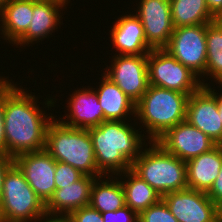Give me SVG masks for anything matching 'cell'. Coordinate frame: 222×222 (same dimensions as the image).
I'll return each instance as SVG.
<instances>
[{"label": "cell", "instance_id": "cell-6", "mask_svg": "<svg viewBox=\"0 0 222 222\" xmlns=\"http://www.w3.org/2000/svg\"><path fill=\"white\" fill-rule=\"evenodd\" d=\"M45 212L46 204L14 164L4 178L0 199V222H36Z\"/></svg>", "mask_w": 222, "mask_h": 222}, {"label": "cell", "instance_id": "cell-10", "mask_svg": "<svg viewBox=\"0 0 222 222\" xmlns=\"http://www.w3.org/2000/svg\"><path fill=\"white\" fill-rule=\"evenodd\" d=\"M178 222H220V208L206 192L183 189L162 196Z\"/></svg>", "mask_w": 222, "mask_h": 222}, {"label": "cell", "instance_id": "cell-5", "mask_svg": "<svg viewBox=\"0 0 222 222\" xmlns=\"http://www.w3.org/2000/svg\"><path fill=\"white\" fill-rule=\"evenodd\" d=\"M131 170L145 180L161 197L187 189L186 162L167 152L156 141H149Z\"/></svg>", "mask_w": 222, "mask_h": 222}, {"label": "cell", "instance_id": "cell-14", "mask_svg": "<svg viewBox=\"0 0 222 222\" xmlns=\"http://www.w3.org/2000/svg\"><path fill=\"white\" fill-rule=\"evenodd\" d=\"M136 16L141 21L147 43L153 49L164 48L174 31L170 0H140Z\"/></svg>", "mask_w": 222, "mask_h": 222}, {"label": "cell", "instance_id": "cell-2", "mask_svg": "<svg viewBox=\"0 0 222 222\" xmlns=\"http://www.w3.org/2000/svg\"><path fill=\"white\" fill-rule=\"evenodd\" d=\"M88 131L97 168L103 175L116 176L130 170L148 139H143L145 135L140 134L142 131L138 132L126 121H104Z\"/></svg>", "mask_w": 222, "mask_h": 222}, {"label": "cell", "instance_id": "cell-23", "mask_svg": "<svg viewBox=\"0 0 222 222\" xmlns=\"http://www.w3.org/2000/svg\"><path fill=\"white\" fill-rule=\"evenodd\" d=\"M122 174H124V179L128 178L125 181L121 180L125 194V205L137 214L162 199L161 195L155 189L131 169L117 174V176L119 175L118 177L123 179V177H121Z\"/></svg>", "mask_w": 222, "mask_h": 222}, {"label": "cell", "instance_id": "cell-9", "mask_svg": "<svg viewBox=\"0 0 222 222\" xmlns=\"http://www.w3.org/2000/svg\"><path fill=\"white\" fill-rule=\"evenodd\" d=\"M104 72L136 104L149 87L147 54L114 55Z\"/></svg>", "mask_w": 222, "mask_h": 222}, {"label": "cell", "instance_id": "cell-16", "mask_svg": "<svg viewBox=\"0 0 222 222\" xmlns=\"http://www.w3.org/2000/svg\"><path fill=\"white\" fill-rule=\"evenodd\" d=\"M111 28V43L119 55L148 54L153 49L147 43L143 25L134 13L121 16Z\"/></svg>", "mask_w": 222, "mask_h": 222}, {"label": "cell", "instance_id": "cell-37", "mask_svg": "<svg viewBox=\"0 0 222 222\" xmlns=\"http://www.w3.org/2000/svg\"><path fill=\"white\" fill-rule=\"evenodd\" d=\"M8 81H9V78L7 80V78L4 79L2 76H0V88L4 86Z\"/></svg>", "mask_w": 222, "mask_h": 222}, {"label": "cell", "instance_id": "cell-3", "mask_svg": "<svg viewBox=\"0 0 222 222\" xmlns=\"http://www.w3.org/2000/svg\"><path fill=\"white\" fill-rule=\"evenodd\" d=\"M188 94L149 85L135 105V120L147 129L149 141H156L168 129L185 121Z\"/></svg>", "mask_w": 222, "mask_h": 222}, {"label": "cell", "instance_id": "cell-18", "mask_svg": "<svg viewBox=\"0 0 222 222\" xmlns=\"http://www.w3.org/2000/svg\"><path fill=\"white\" fill-rule=\"evenodd\" d=\"M222 167V145L186 162L187 186L197 191L208 192Z\"/></svg>", "mask_w": 222, "mask_h": 222}, {"label": "cell", "instance_id": "cell-13", "mask_svg": "<svg viewBox=\"0 0 222 222\" xmlns=\"http://www.w3.org/2000/svg\"><path fill=\"white\" fill-rule=\"evenodd\" d=\"M13 160L34 192L46 204L56 189V160L45 149L21 154Z\"/></svg>", "mask_w": 222, "mask_h": 222}, {"label": "cell", "instance_id": "cell-26", "mask_svg": "<svg viewBox=\"0 0 222 222\" xmlns=\"http://www.w3.org/2000/svg\"><path fill=\"white\" fill-rule=\"evenodd\" d=\"M84 174L69 164L56 161L54 182L56 189L79 180Z\"/></svg>", "mask_w": 222, "mask_h": 222}, {"label": "cell", "instance_id": "cell-33", "mask_svg": "<svg viewBox=\"0 0 222 222\" xmlns=\"http://www.w3.org/2000/svg\"><path fill=\"white\" fill-rule=\"evenodd\" d=\"M0 152L5 153L4 133V86L0 88Z\"/></svg>", "mask_w": 222, "mask_h": 222}, {"label": "cell", "instance_id": "cell-35", "mask_svg": "<svg viewBox=\"0 0 222 222\" xmlns=\"http://www.w3.org/2000/svg\"><path fill=\"white\" fill-rule=\"evenodd\" d=\"M206 3L215 18L222 16V0H206Z\"/></svg>", "mask_w": 222, "mask_h": 222}, {"label": "cell", "instance_id": "cell-12", "mask_svg": "<svg viewBox=\"0 0 222 222\" xmlns=\"http://www.w3.org/2000/svg\"><path fill=\"white\" fill-rule=\"evenodd\" d=\"M156 142L181 160H188L210 151L217 144L186 120L168 129Z\"/></svg>", "mask_w": 222, "mask_h": 222}, {"label": "cell", "instance_id": "cell-4", "mask_svg": "<svg viewBox=\"0 0 222 222\" xmlns=\"http://www.w3.org/2000/svg\"><path fill=\"white\" fill-rule=\"evenodd\" d=\"M45 150L59 162L69 164L84 175L100 177L88 129L71 128L53 119L47 128Z\"/></svg>", "mask_w": 222, "mask_h": 222}, {"label": "cell", "instance_id": "cell-38", "mask_svg": "<svg viewBox=\"0 0 222 222\" xmlns=\"http://www.w3.org/2000/svg\"><path fill=\"white\" fill-rule=\"evenodd\" d=\"M9 0H0V13L2 12V9L4 8L5 4L8 2Z\"/></svg>", "mask_w": 222, "mask_h": 222}, {"label": "cell", "instance_id": "cell-20", "mask_svg": "<svg viewBox=\"0 0 222 222\" xmlns=\"http://www.w3.org/2000/svg\"><path fill=\"white\" fill-rule=\"evenodd\" d=\"M101 76V84L94 91L103 109L105 120L127 121V117H135L136 104L108 77L104 74Z\"/></svg>", "mask_w": 222, "mask_h": 222}, {"label": "cell", "instance_id": "cell-40", "mask_svg": "<svg viewBox=\"0 0 222 222\" xmlns=\"http://www.w3.org/2000/svg\"><path fill=\"white\" fill-rule=\"evenodd\" d=\"M34 1H69V0H34Z\"/></svg>", "mask_w": 222, "mask_h": 222}, {"label": "cell", "instance_id": "cell-28", "mask_svg": "<svg viewBox=\"0 0 222 222\" xmlns=\"http://www.w3.org/2000/svg\"><path fill=\"white\" fill-rule=\"evenodd\" d=\"M207 52L222 51V26L215 20L206 24Z\"/></svg>", "mask_w": 222, "mask_h": 222}, {"label": "cell", "instance_id": "cell-15", "mask_svg": "<svg viewBox=\"0 0 222 222\" xmlns=\"http://www.w3.org/2000/svg\"><path fill=\"white\" fill-rule=\"evenodd\" d=\"M94 89L95 88L91 87L87 89L83 88V90H75V92L70 95L68 99L69 102L67 103V110L70 113L66 114L65 112V117H59L58 120L61 119L60 122L68 127L80 129L96 127L106 121Z\"/></svg>", "mask_w": 222, "mask_h": 222}, {"label": "cell", "instance_id": "cell-36", "mask_svg": "<svg viewBox=\"0 0 222 222\" xmlns=\"http://www.w3.org/2000/svg\"><path fill=\"white\" fill-rule=\"evenodd\" d=\"M218 112H219V116L221 117V121H222V93L220 92V94H218Z\"/></svg>", "mask_w": 222, "mask_h": 222}, {"label": "cell", "instance_id": "cell-27", "mask_svg": "<svg viewBox=\"0 0 222 222\" xmlns=\"http://www.w3.org/2000/svg\"><path fill=\"white\" fill-rule=\"evenodd\" d=\"M205 75L218 82L216 84H222V51L219 52H207V59H206V68H205Z\"/></svg>", "mask_w": 222, "mask_h": 222}, {"label": "cell", "instance_id": "cell-31", "mask_svg": "<svg viewBox=\"0 0 222 222\" xmlns=\"http://www.w3.org/2000/svg\"><path fill=\"white\" fill-rule=\"evenodd\" d=\"M207 196L219 207H222V167Z\"/></svg>", "mask_w": 222, "mask_h": 222}, {"label": "cell", "instance_id": "cell-24", "mask_svg": "<svg viewBox=\"0 0 222 222\" xmlns=\"http://www.w3.org/2000/svg\"><path fill=\"white\" fill-rule=\"evenodd\" d=\"M174 28L188 25L209 24L216 20L206 0H170Z\"/></svg>", "mask_w": 222, "mask_h": 222}, {"label": "cell", "instance_id": "cell-25", "mask_svg": "<svg viewBox=\"0 0 222 222\" xmlns=\"http://www.w3.org/2000/svg\"><path fill=\"white\" fill-rule=\"evenodd\" d=\"M138 222H178V220L161 199L158 203L141 211L138 214Z\"/></svg>", "mask_w": 222, "mask_h": 222}, {"label": "cell", "instance_id": "cell-8", "mask_svg": "<svg viewBox=\"0 0 222 222\" xmlns=\"http://www.w3.org/2000/svg\"><path fill=\"white\" fill-rule=\"evenodd\" d=\"M163 49L202 78L207 59L206 24L174 28L168 44Z\"/></svg>", "mask_w": 222, "mask_h": 222}, {"label": "cell", "instance_id": "cell-22", "mask_svg": "<svg viewBox=\"0 0 222 222\" xmlns=\"http://www.w3.org/2000/svg\"><path fill=\"white\" fill-rule=\"evenodd\" d=\"M106 176L95 178L91 186L90 205L100 213L116 211L126 206L121 179L117 175H108L106 180Z\"/></svg>", "mask_w": 222, "mask_h": 222}, {"label": "cell", "instance_id": "cell-34", "mask_svg": "<svg viewBox=\"0 0 222 222\" xmlns=\"http://www.w3.org/2000/svg\"><path fill=\"white\" fill-rule=\"evenodd\" d=\"M43 220V221H42ZM72 222L69 214L43 213L36 222Z\"/></svg>", "mask_w": 222, "mask_h": 222}, {"label": "cell", "instance_id": "cell-7", "mask_svg": "<svg viewBox=\"0 0 222 222\" xmlns=\"http://www.w3.org/2000/svg\"><path fill=\"white\" fill-rule=\"evenodd\" d=\"M149 85L179 91L189 96L201 86H208L165 49H152L147 54Z\"/></svg>", "mask_w": 222, "mask_h": 222}, {"label": "cell", "instance_id": "cell-29", "mask_svg": "<svg viewBox=\"0 0 222 222\" xmlns=\"http://www.w3.org/2000/svg\"><path fill=\"white\" fill-rule=\"evenodd\" d=\"M69 216L72 222H104L102 214L91 205L72 211Z\"/></svg>", "mask_w": 222, "mask_h": 222}, {"label": "cell", "instance_id": "cell-39", "mask_svg": "<svg viewBox=\"0 0 222 222\" xmlns=\"http://www.w3.org/2000/svg\"><path fill=\"white\" fill-rule=\"evenodd\" d=\"M216 21L222 26V16L217 17Z\"/></svg>", "mask_w": 222, "mask_h": 222}, {"label": "cell", "instance_id": "cell-21", "mask_svg": "<svg viewBox=\"0 0 222 222\" xmlns=\"http://www.w3.org/2000/svg\"><path fill=\"white\" fill-rule=\"evenodd\" d=\"M33 14V0H9L0 13V32L14 44L28 29Z\"/></svg>", "mask_w": 222, "mask_h": 222}, {"label": "cell", "instance_id": "cell-30", "mask_svg": "<svg viewBox=\"0 0 222 222\" xmlns=\"http://www.w3.org/2000/svg\"><path fill=\"white\" fill-rule=\"evenodd\" d=\"M101 214L104 222H138V214L128 206Z\"/></svg>", "mask_w": 222, "mask_h": 222}, {"label": "cell", "instance_id": "cell-19", "mask_svg": "<svg viewBox=\"0 0 222 222\" xmlns=\"http://www.w3.org/2000/svg\"><path fill=\"white\" fill-rule=\"evenodd\" d=\"M96 177L83 175L79 180L60 189L46 203V212L70 214L83 206L90 205L91 186Z\"/></svg>", "mask_w": 222, "mask_h": 222}, {"label": "cell", "instance_id": "cell-41", "mask_svg": "<svg viewBox=\"0 0 222 222\" xmlns=\"http://www.w3.org/2000/svg\"><path fill=\"white\" fill-rule=\"evenodd\" d=\"M220 222H222V207L220 208Z\"/></svg>", "mask_w": 222, "mask_h": 222}, {"label": "cell", "instance_id": "cell-1", "mask_svg": "<svg viewBox=\"0 0 222 222\" xmlns=\"http://www.w3.org/2000/svg\"><path fill=\"white\" fill-rule=\"evenodd\" d=\"M22 88L10 80L4 85L5 154L13 159L45 149L47 128L55 118L43 112L36 96Z\"/></svg>", "mask_w": 222, "mask_h": 222}, {"label": "cell", "instance_id": "cell-11", "mask_svg": "<svg viewBox=\"0 0 222 222\" xmlns=\"http://www.w3.org/2000/svg\"><path fill=\"white\" fill-rule=\"evenodd\" d=\"M218 112V93L210 86H201L188 97L186 121L222 145V121Z\"/></svg>", "mask_w": 222, "mask_h": 222}, {"label": "cell", "instance_id": "cell-32", "mask_svg": "<svg viewBox=\"0 0 222 222\" xmlns=\"http://www.w3.org/2000/svg\"><path fill=\"white\" fill-rule=\"evenodd\" d=\"M14 165V160L7 154L0 152V199L3 192V183L7 171Z\"/></svg>", "mask_w": 222, "mask_h": 222}, {"label": "cell", "instance_id": "cell-17", "mask_svg": "<svg viewBox=\"0 0 222 222\" xmlns=\"http://www.w3.org/2000/svg\"><path fill=\"white\" fill-rule=\"evenodd\" d=\"M70 1H34L33 14L27 31L13 45H29L43 40L61 24L59 14ZM62 8V9H61ZM61 9V10H59ZM33 42V43H32Z\"/></svg>", "mask_w": 222, "mask_h": 222}]
</instances>
